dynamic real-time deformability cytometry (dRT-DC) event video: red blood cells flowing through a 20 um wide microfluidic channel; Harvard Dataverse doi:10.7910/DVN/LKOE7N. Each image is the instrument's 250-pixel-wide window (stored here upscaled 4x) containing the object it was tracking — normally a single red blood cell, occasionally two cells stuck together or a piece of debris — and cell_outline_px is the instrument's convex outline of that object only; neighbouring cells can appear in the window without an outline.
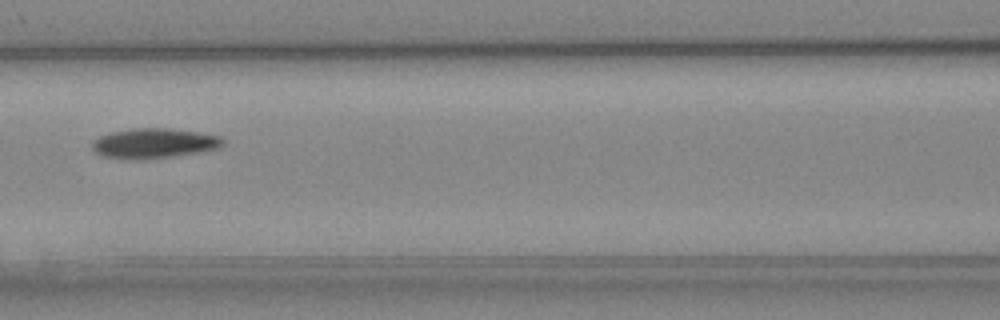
{"species": "Egyptian fruit bat (a non-hibernating species)", "species_latin": "Rousettus aegyptiacus", "temperature_condition": "cold", "stored_images_in_passage": 7, "camera_frame_rate_fps": 3000, "um_per_image_px": 0.085, "animal": {"sex": "female"}, "frame": {"image": 1, "passage_image": 7, "time_ms": 7.667, "image_size_px": [1000, 320], "cell_outline_px": [[224, 144], [216, 148], [200, 152], [172, 156], [140, 160], [124, 160], [100, 156], [92, 148], [92, 140], [108, 132], [132, 128], [168, 128], [196, 132], [220, 136], [224, 140]], "centroid_in_image_um": [13.01, 12.19], "position_along_channel_um": 153.6, "area_um2": 23.06}}